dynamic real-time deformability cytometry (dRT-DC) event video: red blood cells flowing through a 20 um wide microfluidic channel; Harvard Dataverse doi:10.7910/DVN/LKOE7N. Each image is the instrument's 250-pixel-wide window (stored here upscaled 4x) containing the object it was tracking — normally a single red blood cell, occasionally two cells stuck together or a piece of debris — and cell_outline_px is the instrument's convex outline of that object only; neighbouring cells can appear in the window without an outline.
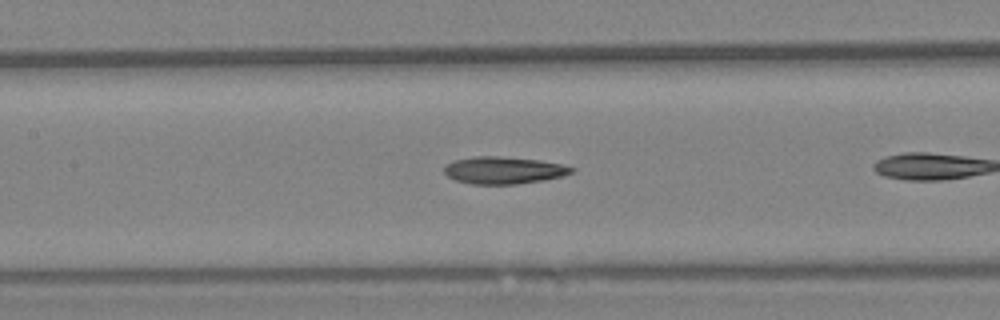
{"species": "Egyptian fruit bat (a non-hibernating species)", "species_latin": "Rousettus aegyptiacus", "temperature_condition": "warm", "stored_images_in_passage": 6, "camera_frame_rate_fps": 3000, "um_per_image_px": 0.085, "animal": {"sex": "female"}, "frame": {"image": 1, "passage_image": 5, "time_ms": 1.333, "image_size_px": [1000, 320], "cell_outline_px": [[576, 168], [572, 172], [560, 176], [544, 180], [516, 184], [472, 184], [456, 180], [448, 176], [444, 172], [444, 164], [456, 160], [472, 156], [496, 156], [540, 160], [560, 164]], "centroid_in_image_um": [42.78, 14.47], "position_along_channel_um": 164.6, "area_um2": 20.06}}